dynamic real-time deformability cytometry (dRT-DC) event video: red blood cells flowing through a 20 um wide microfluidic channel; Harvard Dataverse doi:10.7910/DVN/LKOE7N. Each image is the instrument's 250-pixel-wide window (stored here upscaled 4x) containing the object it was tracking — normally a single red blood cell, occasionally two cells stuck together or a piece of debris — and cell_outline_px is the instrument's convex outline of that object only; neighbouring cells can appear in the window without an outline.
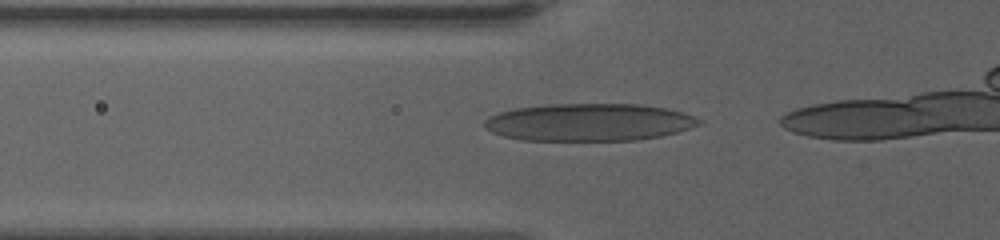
{"species": "human", "species_latin": "Homo sapiens", "temperature_condition": "warm", "stored_images_in_passage": 8, "camera_frame_rate_fps": 3000, "um_per_image_px": 0.085, "donor": {"sex": "female"}, "frame": {"image": 1, "passage_image": 2, "time_ms": 0.333, "image_size_px": [1000, 240], "cell_outline_px": [[704, 124], [676, 132], [660, 136], [636, 140], [524, 140], [504, 136], [492, 132], [484, 128], [484, 120], [488, 116], [500, 112], [516, 108], [548, 104], [640, 104], [664, 108], [680, 112], [704, 120]], "centroid_in_image_um": [50.07, 10.39], "position_along_channel_um": 75.7, "area_um2": 46.82}}
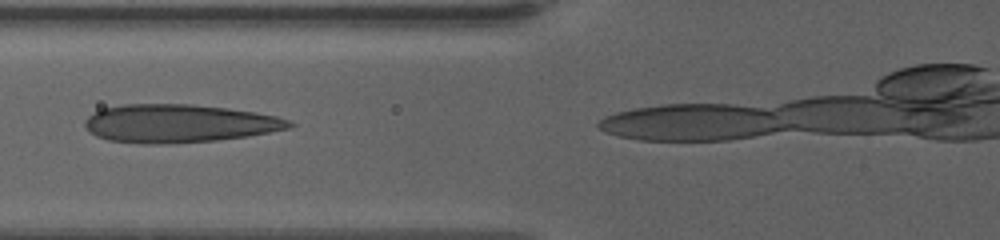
{"frame": {"image": 2, "passage_image": 5, "time_ms": 1.333, "image_size_px": [1000, 240], "cell_outline_px": [[296, 124], [292, 128], [248, 136], [216, 140], [164, 144], [144, 144], [108, 140], [96, 136], [84, 124], [84, 120], [92, 112], [104, 108], [124, 104], [192, 104], [228, 108], [256, 112], [276, 116], [288, 120]], "centroid_in_image_um": [15.22, 10.49], "position_along_channel_um": 110.6, "area_um2": 45.6}}